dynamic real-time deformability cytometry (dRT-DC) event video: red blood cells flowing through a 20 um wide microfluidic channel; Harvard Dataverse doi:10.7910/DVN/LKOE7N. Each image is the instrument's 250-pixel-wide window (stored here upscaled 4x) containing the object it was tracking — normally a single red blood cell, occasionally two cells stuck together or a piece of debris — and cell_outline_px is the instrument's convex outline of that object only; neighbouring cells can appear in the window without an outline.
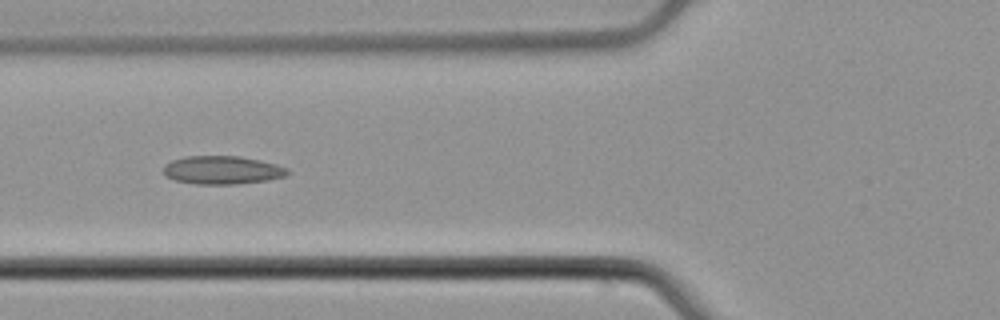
{"species": "common noctule bat (a hibernating species)", "species_latin": "Nyctalus noctula", "temperature_condition": "cold", "stored_images_in_passage": 7, "camera_frame_rate_fps": 3000, "um_per_image_px": 0.085, "animal": {"sex": "male", "body_mass_g": 21.5, "forearm_length_mm": 52.0}, "frame": {"image": 1, "passage_image": 5, "time_ms": 1.333, "image_size_px": [1000, 320], "cell_outline_px": [[292, 172], [284, 176], [268, 180], [236, 184], [196, 184], [176, 180], [164, 176], [164, 164], [172, 160], [184, 156], [240, 156], [260, 160], [276, 164], [288, 168]], "centroid_in_image_um": [18.9, 14.45], "position_along_channel_um": 106.9, "area_um2": 20.58}}
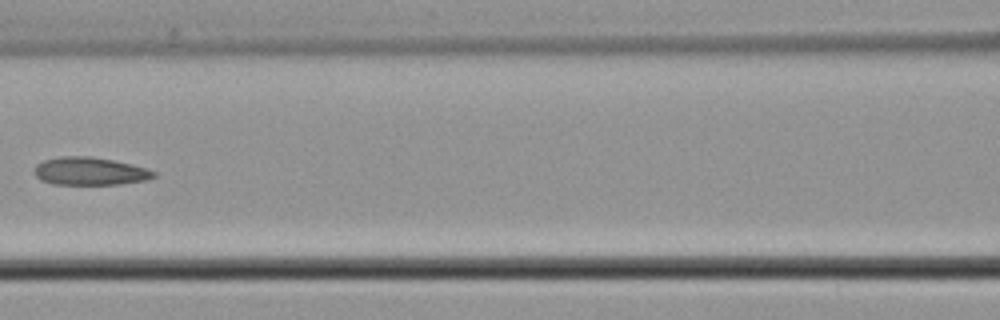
{"frame": {"image": 2, "passage_image": 6, "time_ms": 1.667, "image_size_px": [1000, 320], "cell_outline_px": [[156, 176], [144, 180], [120, 184], [52, 184], [40, 180], [36, 176], [36, 164], [44, 160], [60, 156], [88, 156], [112, 160], [132, 164], [148, 168], [156, 172]], "centroid_in_image_um": [7.65, 14.55], "position_along_channel_um": 159.0, "area_um2": 19.31}}
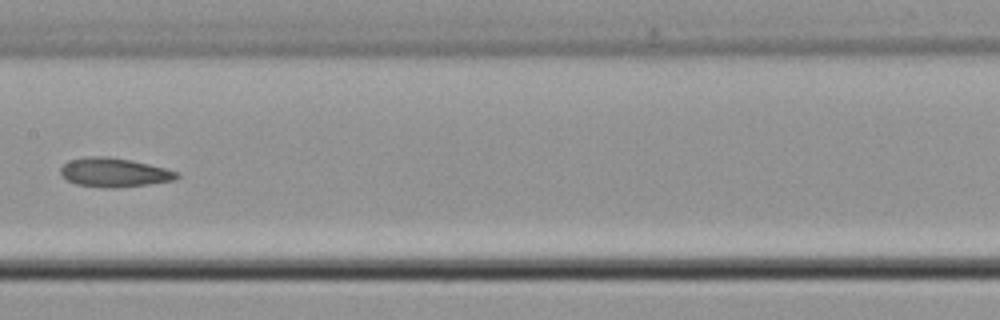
{"frame": {"image": 3, "passage_image": 7, "time_ms": 2.0, "image_size_px": [1000, 320], "cell_outline_px": [[180, 176], [176, 180], [148, 184], [112, 188], [108, 188], [76, 184], [68, 180], [60, 172], [60, 168], [68, 160], [88, 156], [108, 156], [132, 160], [164, 168], [176, 172]], "centroid_in_image_um": [9.69, 14.65], "position_along_channel_um": 197.7, "area_um2": 19.54}}